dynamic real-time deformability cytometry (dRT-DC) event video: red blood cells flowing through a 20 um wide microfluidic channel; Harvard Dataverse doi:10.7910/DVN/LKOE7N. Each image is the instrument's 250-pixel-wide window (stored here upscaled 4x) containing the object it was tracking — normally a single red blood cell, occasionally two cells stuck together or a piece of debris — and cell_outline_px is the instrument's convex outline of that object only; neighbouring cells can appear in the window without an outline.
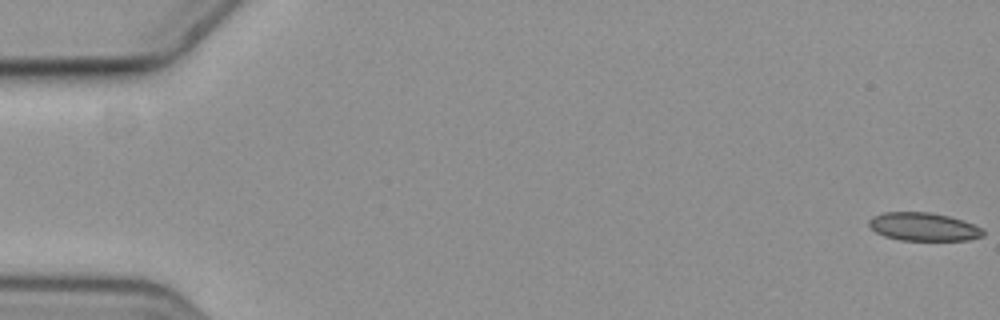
{"species": "common noctule bat (a hibernating species)", "species_latin": "Nyctalus noctula", "temperature_condition": "cold", "stored_images_in_passage": 59, "camera_frame_rate_fps": 3000, "um_per_image_px": 0.085, "animal": {"sex": "female", "body_mass_g": 19.3, "forearm_length_mm": 54.1}, "frame": {"image": 1, "passage_image": 1, "time_ms": 0.0, "image_size_px": [1000, 320], "cell_outline_px": [[984, 236], [968, 240], [900, 240], [884, 236], [876, 232], [868, 224], [868, 220], [872, 216], [884, 212], [932, 212], [964, 220], [984, 228]], "centroid_in_image_um": [78.52, 19.27], "position_along_channel_um": 6.5, "area_um2": 18.96}}
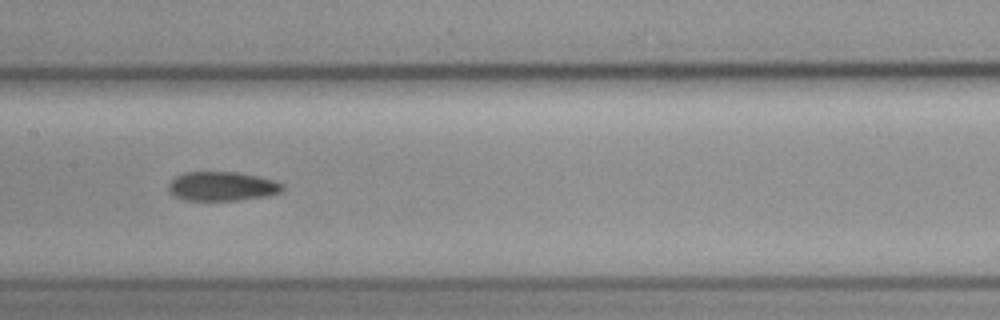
{"frame": {"image": 2, "passage_image": 30, "time_ms": 9.667, "image_size_px": [1000, 320], "cell_outline_px": [[284, 188], [280, 192], [268, 196], [236, 200], [184, 200], [168, 192], [168, 184], [176, 176], [184, 172], [236, 172], [260, 176], [276, 180], [284, 184]], "centroid_in_image_um": [18.9, 15.83], "position_along_channel_um": 188.5, "area_um2": 19.54}}
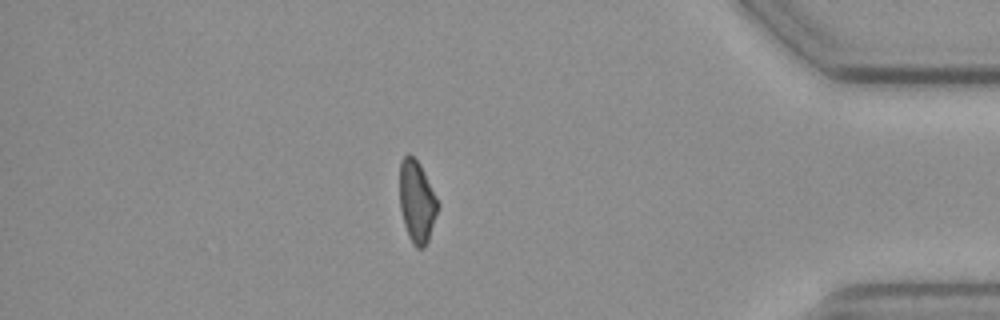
{"frame": {"image": 3, "passage_image": 51, "time_ms": 16.667, "image_size_px": [1000, 320], "cell_outline_px": [[440, 204], [428, 240], [424, 248], [416, 248], [412, 244], [408, 236], [404, 224], [400, 208], [400, 160], [408, 152], [420, 164]], "centroid_in_image_um": [35.43, 17.14], "position_along_channel_um": 399.8, "area_um2": 18.26}}